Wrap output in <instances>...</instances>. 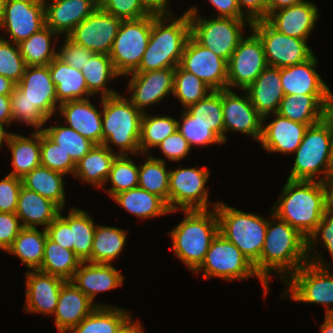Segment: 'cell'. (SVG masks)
Returning <instances> with one entry per match:
<instances>
[{"instance_id":"1","label":"cell","mask_w":333,"mask_h":333,"mask_svg":"<svg viewBox=\"0 0 333 333\" xmlns=\"http://www.w3.org/2000/svg\"><path fill=\"white\" fill-rule=\"evenodd\" d=\"M267 223L264 245L260 255V278L269 285L272 272H278L283 282L309 262L307 238L273 211ZM288 273V274H287ZM286 278V279H285Z\"/></svg>"},{"instance_id":"2","label":"cell","mask_w":333,"mask_h":333,"mask_svg":"<svg viewBox=\"0 0 333 333\" xmlns=\"http://www.w3.org/2000/svg\"><path fill=\"white\" fill-rule=\"evenodd\" d=\"M152 13L151 34L142 61L135 72L176 68L190 37L189 14Z\"/></svg>"},{"instance_id":"3","label":"cell","mask_w":333,"mask_h":333,"mask_svg":"<svg viewBox=\"0 0 333 333\" xmlns=\"http://www.w3.org/2000/svg\"><path fill=\"white\" fill-rule=\"evenodd\" d=\"M272 211L308 239L325 213L322 182L287 179Z\"/></svg>"},{"instance_id":"4","label":"cell","mask_w":333,"mask_h":333,"mask_svg":"<svg viewBox=\"0 0 333 333\" xmlns=\"http://www.w3.org/2000/svg\"><path fill=\"white\" fill-rule=\"evenodd\" d=\"M207 210H182L184 219L170 232L174 254L194 272L203 262L212 240L219 233L215 207Z\"/></svg>"},{"instance_id":"5","label":"cell","mask_w":333,"mask_h":333,"mask_svg":"<svg viewBox=\"0 0 333 333\" xmlns=\"http://www.w3.org/2000/svg\"><path fill=\"white\" fill-rule=\"evenodd\" d=\"M102 144L110 151V144L119 148V155L140 154V112L132 102L120 94L101 98ZM129 152V153H128Z\"/></svg>"},{"instance_id":"6","label":"cell","mask_w":333,"mask_h":333,"mask_svg":"<svg viewBox=\"0 0 333 333\" xmlns=\"http://www.w3.org/2000/svg\"><path fill=\"white\" fill-rule=\"evenodd\" d=\"M219 233L239 248L254 265L260 276V255L264 245L268 219L255 213H246L223 202L215 207Z\"/></svg>"},{"instance_id":"7","label":"cell","mask_w":333,"mask_h":333,"mask_svg":"<svg viewBox=\"0 0 333 333\" xmlns=\"http://www.w3.org/2000/svg\"><path fill=\"white\" fill-rule=\"evenodd\" d=\"M296 154L289 180H305L323 182L333 176V155L331 136L328 126L320 121L309 126L302 142L294 152Z\"/></svg>"},{"instance_id":"8","label":"cell","mask_w":333,"mask_h":333,"mask_svg":"<svg viewBox=\"0 0 333 333\" xmlns=\"http://www.w3.org/2000/svg\"><path fill=\"white\" fill-rule=\"evenodd\" d=\"M322 255H310L308 263L293 273L286 283L288 298L301 303L321 304L326 307L325 314H333V275Z\"/></svg>"},{"instance_id":"9","label":"cell","mask_w":333,"mask_h":333,"mask_svg":"<svg viewBox=\"0 0 333 333\" xmlns=\"http://www.w3.org/2000/svg\"><path fill=\"white\" fill-rule=\"evenodd\" d=\"M190 19V36L203 47L213 51L217 56L229 61L232 53L244 37L245 24L248 19H233L223 17L203 18L197 7L186 10Z\"/></svg>"},{"instance_id":"10","label":"cell","mask_w":333,"mask_h":333,"mask_svg":"<svg viewBox=\"0 0 333 333\" xmlns=\"http://www.w3.org/2000/svg\"><path fill=\"white\" fill-rule=\"evenodd\" d=\"M203 271L204 278L217 277L234 281L258 277L263 293L270 291L260 276L256 273L254 265L242 254L237 246L225 239L220 233L212 240L201 265L194 271L196 274Z\"/></svg>"},{"instance_id":"11","label":"cell","mask_w":333,"mask_h":333,"mask_svg":"<svg viewBox=\"0 0 333 333\" xmlns=\"http://www.w3.org/2000/svg\"><path fill=\"white\" fill-rule=\"evenodd\" d=\"M152 14L135 20H122L109 54L120 76L135 72L147 48L151 34Z\"/></svg>"},{"instance_id":"12","label":"cell","mask_w":333,"mask_h":333,"mask_svg":"<svg viewBox=\"0 0 333 333\" xmlns=\"http://www.w3.org/2000/svg\"><path fill=\"white\" fill-rule=\"evenodd\" d=\"M250 28L262 41L268 66H292L303 63L314 55L307 40L279 32L266 19L253 22Z\"/></svg>"},{"instance_id":"13","label":"cell","mask_w":333,"mask_h":333,"mask_svg":"<svg viewBox=\"0 0 333 333\" xmlns=\"http://www.w3.org/2000/svg\"><path fill=\"white\" fill-rule=\"evenodd\" d=\"M198 167L182 168V165L169 173V209L207 210L208 189L205 187L210 171Z\"/></svg>"},{"instance_id":"14","label":"cell","mask_w":333,"mask_h":333,"mask_svg":"<svg viewBox=\"0 0 333 333\" xmlns=\"http://www.w3.org/2000/svg\"><path fill=\"white\" fill-rule=\"evenodd\" d=\"M252 32L240 40L227 62V89H247L268 66L262 41Z\"/></svg>"},{"instance_id":"15","label":"cell","mask_w":333,"mask_h":333,"mask_svg":"<svg viewBox=\"0 0 333 333\" xmlns=\"http://www.w3.org/2000/svg\"><path fill=\"white\" fill-rule=\"evenodd\" d=\"M122 20L97 7L67 37L93 53L109 55Z\"/></svg>"},{"instance_id":"16","label":"cell","mask_w":333,"mask_h":333,"mask_svg":"<svg viewBox=\"0 0 333 333\" xmlns=\"http://www.w3.org/2000/svg\"><path fill=\"white\" fill-rule=\"evenodd\" d=\"M44 0H5L0 29L15 44L46 26Z\"/></svg>"},{"instance_id":"17","label":"cell","mask_w":333,"mask_h":333,"mask_svg":"<svg viewBox=\"0 0 333 333\" xmlns=\"http://www.w3.org/2000/svg\"><path fill=\"white\" fill-rule=\"evenodd\" d=\"M179 65L196 75L212 90L227 89V61L197 43L191 36Z\"/></svg>"},{"instance_id":"18","label":"cell","mask_w":333,"mask_h":333,"mask_svg":"<svg viewBox=\"0 0 333 333\" xmlns=\"http://www.w3.org/2000/svg\"><path fill=\"white\" fill-rule=\"evenodd\" d=\"M240 96L234 89L222 90V112L224 118V143L229 131L240 132L260 141L262 135V116L252 105L247 92Z\"/></svg>"},{"instance_id":"19","label":"cell","mask_w":333,"mask_h":333,"mask_svg":"<svg viewBox=\"0 0 333 333\" xmlns=\"http://www.w3.org/2000/svg\"><path fill=\"white\" fill-rule=\"evenodd\" d=\"M174 72L175 68H165L126 75L130 76L127 88L132 94L128 99L140 112L145 113V108L173 94Z\"/></svg>"},{"instance_id":"20","label":"cell","mask_w":333,"mask_h":333,"mask_svg":"<svg viewBox=\"0 0 333 333\" xmlns=\"http://www.w3.org/2000/svg\"><path fill=\"white\" fill-rule=\"evenodd\" d=\"M16 87L48 120L57 113L59 104L48 65L26 66Z\"/></svg>"},{"instance_id":"21","label":"cell","mask_w":333,"mask_h":333,"mask_svg":"<svg viewBox=\"0 0 333 333\" xmlns=\"http://www.w3.org/2000/svg\"><path fill=\"white\" fill-rule=\"evenodd\" d=\"M25 279L26 298L24 310L27 313L54 314L58 304L60 289L66 281L39 270L27 271Z\"/></svg>"},{"instance_id":"22","label":"cell","mask_w":333,"mask_h":333,"mask_svg":"<svg viewBox=\"0 0 333 333\" xmlns=\"http://www.w3.org/2000/svg\"><path fill=\"white\" fill-rule=\"evenodd\" d=\"M317 5L311 1L284 7L272 12L267 21L279 32L307 40L319 18Z\"/></svg>"},{"instance_id":"23","label":"cell","mask_w":333,"mask_h":333,"mask_svg":"<svg viewBox=\"0 0 333 333\" xmlns=\"http://www.w3.org/2000/svg\"><path fill=\"white\" fill-rule=\"evenodd\" d=\"M96 307L72 281H66L60 289L58 304L53 314L58 332H70Z\"/></svg>"},{"instance_id":"24","label":"cell","mask_w":333,"mask_h":333,"mask_svg":"<svg viewBox=\"0 0 333 333\" xmlns=\"http://www.w3.org/2000/svg\"><path fill=\"white\" fill-rule=\"evenodd\" d=\"M124 276L112 264L82 262L75 271L72 282L97 306L108 304L95 303L99 292L111 291L123 284Z\"/></svg>"},{"instance_id":"25","label":"cell","mask_w":333,"mask_h":333,"mask_svg":"<svg viewBox=\"0 0 333 333\" xmlns=\"http://www.w3.org/2000/svg\"><path fill=\"white\" fill-rule=\"evenodd\" d=\"M274 120L264 125L262 123L261 146L267 152L291 154L302 142L308 126L273 113Z\"/></svg>"},{"instance_id":"26","label":"cell","mask_w":333,"mask_h":333,"mask_svg":"<svg viewBox=\"0 0 333 333\" xmlns=\"http://www.w3.org/2000/svg\"><path fill=\"white\" fill-rule=\"evenodd\" d=\"M58 110L67 126L95 145L102 144V109L100 112L89 98L61 103Z\"/></svg>"},{"instance_id":"27","label":"cell","mask_w":333,"mask_h":333,"mask_svg":"<svg viewBox=\"0 0 333 333\" xmlns=\"http://www.w3.org/2000/svg\"><path fill=\"white\" fill-rule=\"evenodd\" d=\"M245 91L264 123L270 114L277 113L285 96L281 85V68L267 66Z\"/></svg>"},{"instance_id":"28","label":"cell","mask_w":333,"mask_h":333,"mask_svg":"<svg viewBox=\"0 0 333 333\" xmlns=\"http://www.w3.org/2000/svg\"><path fill=\"white\" fill-rule=\"evenodd\" d=\"M48 1L44 0L46 26L65 36L98 7L92 0Z\"/></svg>"},{"instance_id":"29","label":"cell","mask_w":333,"mask_h":333,"mask_svg":"<svg viewBox=\"0 0 333 333\" xmlns=\"http://www.w3.org/2000/svg\"><path fill=\"white\" fill-rule=\"evenodd\" d=\"M315 54L307 61L281 68V85L285 95L333 94L315 70Z\"/></svg>"},{"instance_id":"30","label":"cell","mask_w":333,"mask_h":333,"mask_svg":"<svg viewBox=\"0 0 333 333\" xmlns=\"http://www.w3.org/2000/svg\"><path fill=\"white\" fill-rule=\"evenodd\" d=\"M332 99L333 94L285 95L277 113L309 127L323 120L325 108Z\"/></svg>"},{"instance_id":"31","label":"cell","mask_w":333,"mask_h":333,"mask_svg":"<svg viewBox=\"0 0 333 333\" xmlns=\"http://www.w3.org/2000/svg\"><path fill=\"white\" fill-rule=\"evenodd\" d=\"M61 208L48 198L22 185L18 196L16 215L23 228L46 229L59 215Z\"/></svg>"},{"instance_id":"32","label":"cell","mask_w":333,"mask_h":333,"mask_svg":"<svg viewBox=\"0 0 333 333\" xmlns=\"http://www.w3.org/2000/svg\"><path fill=\"white\" fill-rule=\"evenodd\" d=\"M51 79L54 82L58 104L83 100L93 96L87 88V84L81 70L69 66L58 57L49 64Z\"/></svg>"},{"instance_id":"33","label":"cell","mask_w":333,"mask_h":333,"mask_svg":"<svg viewBox=\"0 0 333 333\" xmlns=\"http://www.w3.org/2000/svg\"><path fill=\"white\" fill-rule=\"evenodd\" d=\"M30 137L11 133L8 149L12 154L13 170L8 174L22 178L34 168L41 165L40 160V130H35Z\"/></svg>"},{"instance_id":"34","label":"cell","mask_w":333,"mask_h":333,"mask_svg":"<svg viewBox=\"0 0 333 333\" xmlns=\"http://www.w3.org/2000/svg\"><path fill=\"white\" fill-rule=\"evenodd\" d=\"M117 152L110 151L105 145L99 144L84 155L77 163L73 176L82 182L103 188L111 170Z\"/></svg>"},{"instance_id":"35","label":"cell","mask_w":333,"mask_h":333,"mask_svg":"<svg viewBox=\"0 0 333 333\" xmlns=\"http://www.w3.org/2000/svg\"><path fill=\"white\" fill-rule=\"evenodd\" d=\"M113 200L134 216L147 219L171 213L168 204L159 196L140 187L115 194Z\"/></svg>"},{"instance_id":"36","label":"cell","mask_w":333,"mask_h":333,"mask_svg":"<svg viewBox=\"0 0 333 333\" xmlns=\"http://www.w3.org/2000/svg\"><path fill=\"white\" fill-rule=\"evenodd\" d=\"M59 215L70 225L71 228V250L81 262H91V251L96 225L92 217L77 207L70 208L67 217Z\"/></svg>"},{"instance_id":"37","label":"cell","mask_w":333,"mask_h":333,"mask_svg":"<svg viewBox=\"0 0 333 333\" xmlns=\"http://www.w3.org/2000/svg\"><path fill=\"white\" fill-rule=\"evenodd\" d=\"M64 176L62 173L40 165L22 177V183L27 189L50 199L63 210L66 198Z\"/></svg>"},{"instance_id":"38","label":"cell","mask_w":333,"mask_h":333,"mask_svg":"<svg viewBox=\"0 0 333 333\" xmlns=\"http://www.w3.org/2000/svg\"><path fill=\"white\" fill-rule=\"evenodd\" d=\"M81 72L84 75L88 91L93 96L101 94L100 98H103L119 94L116 90L107 87L108 81L120 76L109 55L94 53L83 65Z\"/></svg>"},{"instance_id":"39","label":"cell","mask_w":333,"mask_h":333,"mask_svg":"<svg viewBox=\"0 0 333 333\" xmlns=\"http://www.w3.org/2000/svg\"><path fill=\"white\" fill-rule=\"evenodd\" d=\"M46 229L22 228L7 252L16 255L27 268L38 270L44 256Z\"/></svg>"},{"instance_id":"40","label":"cell","mask_w":333,"mask_h":333,"mask_svg":"<svg viewBox=\"0 0 333 333\" xmlns=\"http://www.w3.org/2000/svg\"><path fill=\"white\" fill-rule=\"evenodd\" d=\"M81 263L73 250L61 247L47 236L42 264L38 270L71 281Z\"/></svg>"},{"instance_id":"41","label":"cell","mask_w":333,"mask_h":333,"mask_svg":"<svg viewBox=\"0 0 333 333\" xmlns=\"http://www.w3.org/2000/svg\"><path fill=\"white\" fill-rule=\"evenodd\" d=\"M60 35L48 26L40 31L33 33L28 39L21 41L18 46L26 66L48 65L55 57V44L52 38L58 41Z\"/></svg>"},{"instance_id":"42","label":"cell","mask_w":333,"mask_h":333,"mask_svg":"<svg viewBox=\"0 0 333 333\" xmlns=\"http://www.w3.org/2000/svg\"><path fill=\"white\" fill-rule=\"evenodd\" d=\"M127 231L121 228L96 224L94 233L91 263L112 264L123 250Z\"/></svg>"},{"instance_id":"43","label":"cell","mask_w":333,"mask_h":333,"mask_svg":"<svg viewBox=\"0 0 333 333\" xmlns=\"http://www.w3.org/2000/svg\"><path fill=\"white\" fill-rule=\"evenodd\" d=\"M131 316L125 309L116 306H97L69 333H116Z\"/></svg>"},{"instance_id":"44","label":"cell","mask_w":333,"mask_h":333,"mask_svg":"<svg viewBox=\"0 0 333 333\" xmlns=\"http://www.w3.org/2000/svg\"><path fill=\"white\" fill-rule=\"evenodd\" d=\"M146 161L140 166L138 187L161 197L169 207V173L166 162L161 158L146 155ZM149 156V157H148Z\"/></svg>"},{"instance_id":"45","label":"cell","mask_w":333,"mask_h":333,"mask_svg":"<svg viewBox=\"0 0 333 333\" xmlns=\"http://www.w3.org/2000/svg\"><path fill=\"white\" fill-rule=\"evenodd\" d=\"M177 119L170 116L143 113L140 128V153L145 155L149 148L157 147L166 137L177 130Z\"/></svg>"},{"instance_id":"46","label":"cell","mask_w":333,"mask_h":333,"mask_svg":"<svg viewBox=\"0 0 333 333\" xmlns=\"http://www.w3.org/2000/svg\"><path fill=\"white\" fill-rule=\"evenodd\" d=\"M185 110L195 118V121L211 126V129L224 141L222 90H213L205 98Z\"/></svg>"},{"instance_id":"47","label":"cell","mask_w":333,"mask_h":333,"mask_svg":"<svg viewBox=\"0 0 333 333\" xmlns=\"http://www.w3.org/2000/svg\"><path fill=\"white\" fill-rule=\"evenodd\" d=\"M213 90L193 73L184 70L180 65L175 68L173 97H176L186 109L205 98Z\"/></svg>"},{"instance_id":"48","label":"cell","mask_w":333,"mask_h":333,"mask_svg":"<svg viewBox=\"0 0 333 333\" xmlns=\"http://www.w3.org/2000/svg\"><path fill=\"white\" fill-rule=\"evenodd\" d=\"M53 142L69 154L72 161L76 164L93 147L94 143L79 134L69 126H51L42 130Z\"/></svg>"},{"instance_id":"49","label":"cell","mask_w":333,"mask_h":333,"mask_svg":"<svg viewBox=\"0 0 333 333\" xmlns=\"http://www.w3.org/2000/svg\"><path fill=\"white\" fill-rule=\"evenodd\" d=\"M128 155H117L105 183L112 184L105 190L111 198L122 191L138 187L139 166Z\"/></svg>"},{"instance_id":"50","label":"cell","mask_w":333,"mask_h":333,"mask_svg":"<svg viewBox=\"0 0 333 333\" xmlns=\"http://www.w3.org/2000/svg\"><path fill=\"white\" fill-rule=\"evenodd\" d=\"M40 160L41 166L64 174H74L76 164L60 145L53 142L40 130Z\"/></svg>"},{"instance_id":"51","label":"cell","mask_w":333,"mask_h":333,"mask_svg":"<svg viewBox=\"0 0 333 333\" xmlns=\"http://www.w3.org/2000/svg\"><path fill=\"white\" fill-rule=\"evenodd\" d=\"M177 121V130L188 141L192 147L207 146L209 144H224V141L211 129V126L195 121L185 109Z\"/></svg>"},{"instance_id":"52","label":"cell","mask_w":333,"mask_h":333,"mask_svg":"<svg viewBox=\"0 0 333 333\" xmlns=\"http://www.w3.org/2000/svg\"><path fill=\"white\" fill-rule=\"evenodd\" d=\"M10 104L12 121L29 124L36 130H43L47 124L48 119L25 98V95L17 87L10 94Z\"/></svg>"},{"instance_id":"53","label":"cell","mask_w":333,"mask_h":333,"mask_svg":"<svg viewBox=\"0 0 333 333\" xmlns=\"http://www.w3.org/2000/svg\"><path fill=\"white\" fill-rule=\"evenodd\" d=\"M25 68L18 44L0 37V75L17 84L22 79Z\"/></svg>"},{"instance_id":"54","label":"cell","mask_w":333,"mask_h":333,"mask_svg":"<svg viewBox=\"0 0 333 333\" xmlns=\"http://www.w3.org/2000/svg\"><path fill=\"white\" fill-rule=\"evenodd\" d=\"M99 7L121 20H135L152 14L141 0H101Z\"/></svg>"},{"instance_id":"55","label":"cell","mask_w":333,"mask_h":333,"mask_svg":"<svg viewBox=\"0 0 333 333\" xmlns=\"http://www.w3.org/2000/svg\"><path fill=\"white\" fill-rule=\"evenodd\" d=\"M22 178L8 174L0 181V212L16 213Z\"/></svg>"},{"instance_id":"56","label":"cell","mask_w":333,"mask_h":333,"mask_svg":"<svg viewBox=\"0 0 333 333\" xmlns=\"http://www.w3.org/2000/svg\"><path fill=\"white\" fill-rule=\"evenodd\" d=\"M316 241H319V243L326 247L327 251L331 255V258L333 259V214L325 212L320 223L317 225L316 230L312 233L311 236L308 237L307 255L309 260L310 255L312 254L310 252H312V250L317 245Z\"/></svg>"},{"instance_id":"57","label":"cell","mask_w":333,"mask_h":333,"mask_svg":"<svg viewBox=\"0 0 333 333\" xmlns=\"http://www.w3.org/2000/svg\"><path fill=\"white\" fill-rule=\"evenodd\" d=\"M64 37V43L59 49L57 57L69 66L81 70L83 65H85L87 60H89L94 53L83 46L75 44L67 36Z\"/></svg>"},{"instance_id":"58","label":"cell","mask_w":333,"mask_h":333,"mask_svg":"<svg viewBox=\"0 0 333 333\" xmlns=\"http://www.w3.org/2000/svg\"><path fill=\"white\" fill-rule=\"evenodd\" d=\"M157 148L161 150L168 160L174 162L181 161L192 149L188 141L178 130L166 137L157 145Z\"/></svg>"},{"instance_id":"59","label":"cell","mask_w":333,"mask_h":333,"mask_svg":"<svg viewBox=\"0 0 333 333\" xmlns=\"http://www.w3.org/2000/svg\"><path fill=\"white\" fill-rule=\"evenodd\" d=\"M22 228L16 213L0 212V249L7 251Z\"/></svg>"},{"instance_id":"60","label":"cell","mask_w":333,"mask_h":333,"mask_svg":"<svg viewBox=\"0 0 333 333\" xmlns=\"http://www.w3.org/2000/svg\"><path fill=\"white\" fill-rule=\"evenodd\" d=\"M46 232L52 241L71 250V228L60 215L46 228Z\"/></svg>"},{"instance_id":"61","label":"cell","mask_w":333,"mask_h":333,"mask_svg":"<svg viewBox=\"0 0 333 333\" xmlns=\"http://www.w3.org/2000/svg\"><path fill=\"white\" fill-rule=\"evenodd\" d=\"M237 3L241 13L251 23L267 19V0H237Z\"/></svg>"},{"instance_id":"62","label":"cell","mask_w":333,"mask_h":333,"mask_svg":"<svg viewBox=\"0 0 333 333\" xmlns=\"http://www.w3.org/2000/svg\"><path fill=\"white\" fill-rule=\"evenodd\" d=\"M218 11L216 17L247 19L238 6L237 0H209Z\"/></svg>"},{"instance_id":"63","label":"cell","mask_w":333,"mask_h":333,"mask_svg":"<svg viewBox=\"0 0 333 333\" xmlns=\"http://www.w3.org/2000/svg\"><path fill=\"white\" fill-rule=\"evenodd\" d=\"M0 122L6 126L12 123L10 95H0Z\"/></svg>"},{"instance_id":"64","label":"cell","mask_w":333,"mask_h":333,"mask_svg":"<svg viewBox=\"0 0 333 333\" xmlns=\"http://www.w3.org/2000/svg\"><path fill=\"white\" fill-rule=\"evenodd\" d=\"M145 7L155 14H173L167 9L170 0H141Z\"/></svg>"},{"instance_id":"65","label":"cell","mask_w":333,"mask_h":333,"mask_svg":"<svg viewBox=\"0 0 333 333\" xmlns=\"http://www.w3.org/2000/svg\"><path fill=\"white\" fill-rule=\"evenodd\" d=\"M324 190L325 212L333 214V176L322 182Z\"/></svg>"},{"instance_id":"66","label":"cell","mask_w":333,"mask_h":333,"mask_svg":"<svg viewBox=\"0 0 333 333\" xmlns=\"http://www.w3.org/2000/svg\"><path fill=\"white\" fill-rule=\"evenodd\" d=\"M305 1L306 0H267V17L278 9L297 5Z\"/></svg>"},{"instance_id":"67","label":"cell","mask_w":333,"mask_h":333,"mask_svg":"<svg viewBox=\"0 0 333 333\" xmlns=\"http://www.w3.org/2000/svg\"><path fill=\"white\" fill-rule=\"evenodd\" d=\"M116 333H145L141 322L133 321L132 315L120 326Z\"/></svg>"},{"instance_id":"68","label":"cell","mask_w":333,"mask_h":333,"mask_svg":"<svg viewBox=\"0 0 333 333\" xmlns=\"http://www.w3.org/2000/svg\"><path fill=\"white\" fill-rule=\"evenodd\" d=\"M329 129L330 136H331V151L333 155V99L330 101V103L326 106L324 117L322 120Z\"/></svg>"},{"instance_id":"69","label":"cell","mask_w":333,"mask_h":333,"mask_svg":"<svg viewBox=\"0 0 333 333\" xmlns=\"http://www.w3.org/2000/svg\"><path fill=\"white\" fill-rule=\"evenodd\" d=\"M15 87L16 84L14 82L0 75V95H10Z\"/></svg>"},{"instance_id":"70","label":"cell","mask_w":333,"mask_h":333,"mask_svg":"<svg viewBox=\"0 0 333 333\" xmlns=\"http://www.w3.org/2000/svg\"><path fill=\"white\" fill-rule=\"evenodd\" d=\"M321 333H333V314L326 315L324 323L320 325Z\"/></svg>"},{"instance_id":"71","label":"cell","mask_w":333,"mask_h":333,"mask_svg":"<svg viewBox=\"0 0 333 333\" xmlns=\"http://www.w3.org/2000/svg\"><path fill=\"white\" fill-rule=\"evenodd\" d=\"M5 124L0 122V148L1 146L4 144V142H8L9 136L11 134V132H8L5 130L4 126Z\"/></svg>"},{"instance_id":"72","label":"cell","mask_w":333,"mask_h":333,"mask_svg":"<svg viewBox=\"0 0 333 333\" xmlns=\"http://www.w3.org/2000/svg\"><path fill=\"white\" fill-rule=\"evenodd\" d=\"M4 4H5V0H0V22L2 20L3 13H4Z\"/></svg>"},{"instance_id":"73","label":"cell","mask_w":333,"mask_h":333,"mask_svg":"<svg viewBox=\"0 0 333 333\" xmlns=\"http://www.w3.org/2000/svg\"><path fill=\"white\" fill-rule=\"evenodd\" d=\"M92 1L99 7L101 0H92Z\"/></svg>"}]
</instances>
